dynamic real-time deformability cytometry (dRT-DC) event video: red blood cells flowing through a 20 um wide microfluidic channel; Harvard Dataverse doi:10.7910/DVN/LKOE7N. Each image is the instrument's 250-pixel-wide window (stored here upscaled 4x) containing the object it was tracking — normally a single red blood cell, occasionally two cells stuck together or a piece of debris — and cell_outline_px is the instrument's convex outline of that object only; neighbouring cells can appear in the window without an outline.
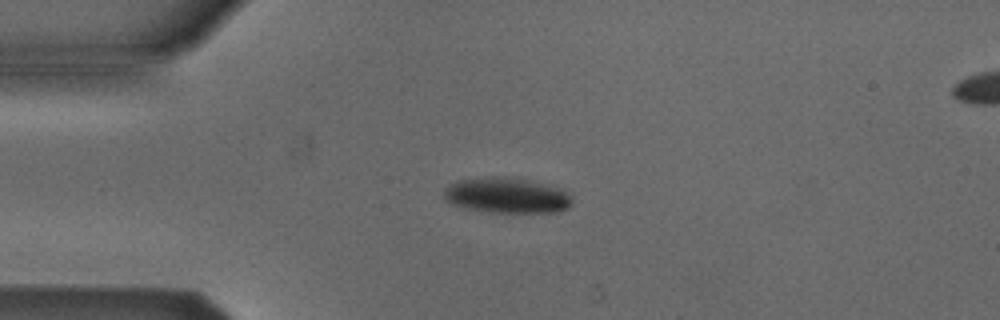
{"species": "Egyptian fruit bat (a non-hibernating species)", "species_latin": "Rousettus aegyptiacus", "temperature_condition": "cold", "stored_images_in_passage": 5, "camera_frame_rate_fps": 3000, "um_per_image_px": 0.085, "animal": {"sex": "male"}, "frame": {"image": 1, "passage_image": 1, "time_ms": 0.0, "image_size_px": [1000, 320], "cell_outline_px": [[572, 204], [568, 208], [560, 212], [488, 212], [468, 208], [452, 204], [444, 200], [444, 192], [448, 184], [460, 180], [492, 176], [504, 176], [528, 180], [564, 188], [572, 196]], "centroid_in_image_um": [43.13, 16.6], "position_along_channel_um": 41.9, "area_um2": 26.76}}
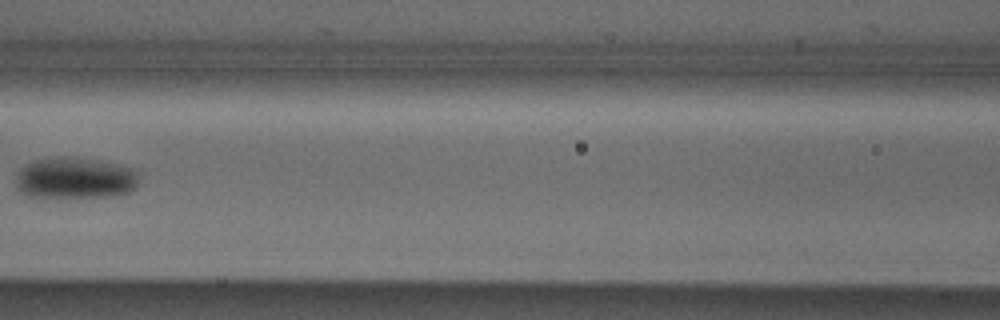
{"frame": {"image": 2, "passage_image": 4, "time_ms": 3.667, "image_size_px": [1000, 320], "cell_outline_px": [[136, 188], [128, 192], [112, 196], [28, 196], [20, 192], [16, 188], [16, 176], [20, 168], [36, 160], [96, 160], [132, 168], [136, 172]], "centroid_in_image_um": [6.36, 15.18], "position_along_channel_um": 160.2, "area_um2": 28.21}}
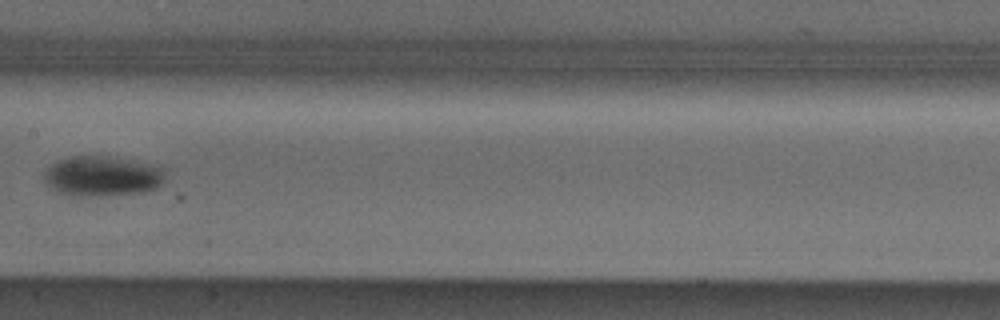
{"frame": {"image": 3, "passage_image": 5, "time_ms": 4.667, "image_size_px": [1000, 320], "cell_outline_px": [[164, 176], [160, 184], [156, 188], [144, 192], [96, 196], [72, 196], [60, 192], [52, 188], [44, 180], [44, 172], [52, 164], [68, 156], [108, 156], [160, 164], [164, 168]], "centroid_in_image_um": [8.74, 14.95], "position_along_channel_um": 198.7, "area_um2": 28.55}}